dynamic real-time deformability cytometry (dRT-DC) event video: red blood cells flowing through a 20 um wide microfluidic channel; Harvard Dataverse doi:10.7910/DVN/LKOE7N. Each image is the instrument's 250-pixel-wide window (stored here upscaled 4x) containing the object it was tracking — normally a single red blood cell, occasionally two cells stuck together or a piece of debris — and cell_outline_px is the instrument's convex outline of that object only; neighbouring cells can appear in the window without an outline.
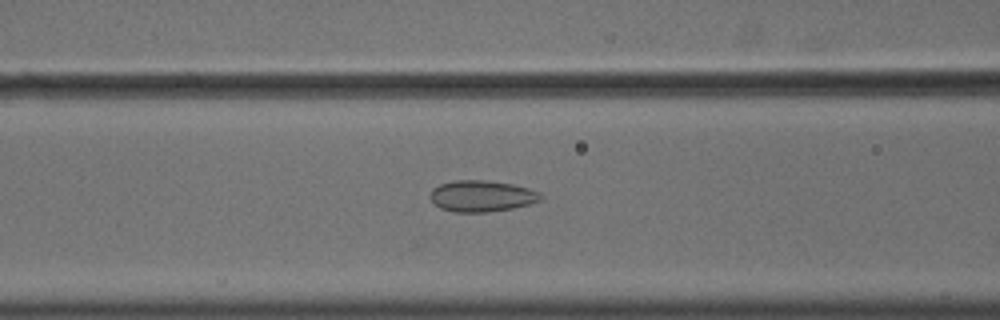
{"species": "common noctule bat (a hibernating species)", "species_latin": "Nyctalus noctula", "temperature_condition": "cold", "stored_images_in_passage": 56, "camera_frame_rate_fps": 3000, "um_per_image_px": 0.085, "animal": {"sex": "male", "body_mass_g": 18.8}, "frame": {"image": 1, "passage_image": 24, "time_ms": 7.667, "image_size_px": [1000, 320], "cell_outline_px": [[544, 196], [540, 200], [528, 204], [512, 208], [488, 212], [456, 212], [440, 208], [428, 196], [432, 188], [440, 184], [452, 180], [484, 180], [512, 184], [528, 188], [540, 192]], "centroid_in_image_um": [40.93, 16.66], "position_along_channel_um": 125.7, "area_um2": 20.17}}
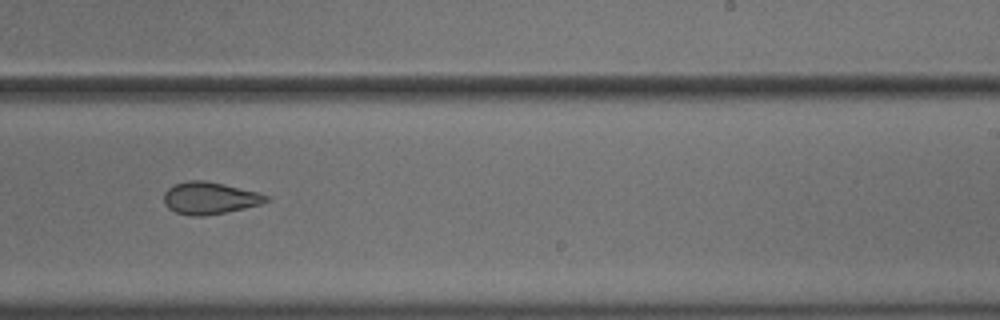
{"frame": {"image": 2, "passage_image": 36, "time_ms": 11.667, "image_size_px": [1000, 320], "cell_outline_px": [[272, 200], [260, 204], [244, 208], [204, 216], [192, 216], [176, 212], [168, 208], [164, 204], [164, 192], [172, 184], [188, 180], [204, 180], [224, 184], [256, 192], [268, 196]], "centroid_in_image_um": [17.79, 16.83], "position_along_channel_um": 271.2, "area_um2": 19.13}}
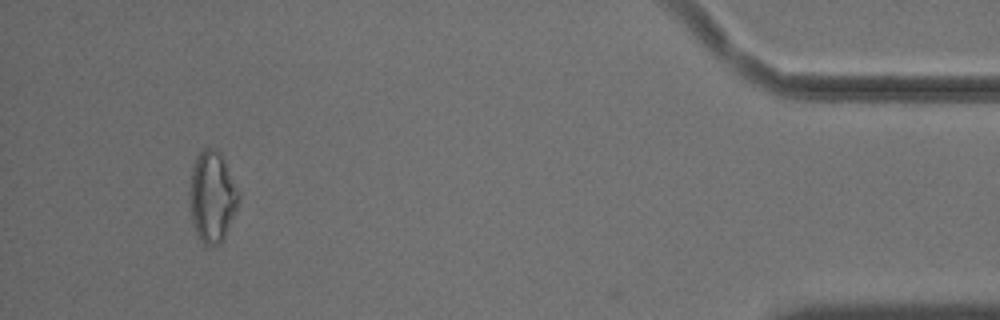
{"frame": {"image": 3, "passage_image": 53, "time_ms": 17.333, "image_size_px": [1000, 320], "cell_outline_px": [[240, 196], [236, 208], [224, 236], [220, 244], [204, 244], [200, 240], [192, 224], [188, 204], [188, 192], [192, 168], [196, 156], [204, 148], [212, 148], [220, 152], [240, 192]], "centroid_in_image_um": [18.0, 16.7], "position_along_channel_um": 417.2, "area_um2": 26.07}, "authors_computed_cell_mechanics": {"area_um2": 21.8195, "velocity_mm_per_s": 3.6328, "shape_relaxation_time_tau1_ms": null, "shape_relaxation_time_tau2_ms": 2.4088, "deformation_change_tau1": null, "deformation_change_tau2": 0.0678}}